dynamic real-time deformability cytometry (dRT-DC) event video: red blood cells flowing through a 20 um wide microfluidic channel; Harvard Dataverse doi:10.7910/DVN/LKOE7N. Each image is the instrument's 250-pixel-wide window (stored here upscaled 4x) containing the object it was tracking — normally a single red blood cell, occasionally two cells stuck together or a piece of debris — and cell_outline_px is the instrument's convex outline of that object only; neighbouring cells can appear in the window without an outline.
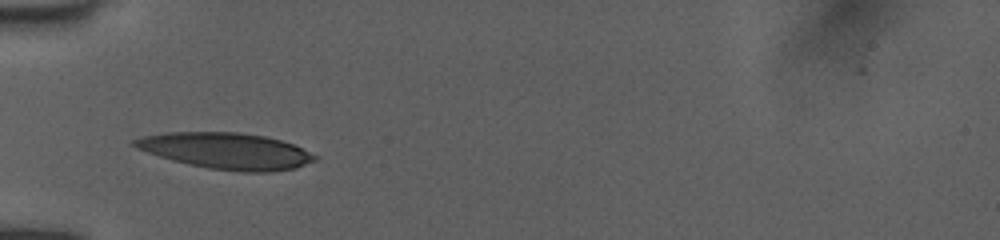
{"species": "human", "species_latin": "Homo sapiens", "temperature_condition": "room temperature", "stored_images_in_passage": 35, "camera_frame_rate_fps": 3000, "um_per_image_px": 0.085, "donor": {"sex": "female"}, "frame": {"image": 1, "passage_image": 1, "time_ms": 0.0, "image_size_px": [1000, 240], "cell_outline_px": [[320, 156], [316, 160], [296, 168], [272, 172], [240, 172], [208, 168], [188, 164], [172, 160], [136, 148], [132, 144], [132, 140], [144, 136], [168, 132], [236, 132], [264, 136], [280, 140], [292, 144]], "centroid_in_image_um": [19.26, 12.83], "position_along_channel_um": 65.7, "area_um2": 38.03}}
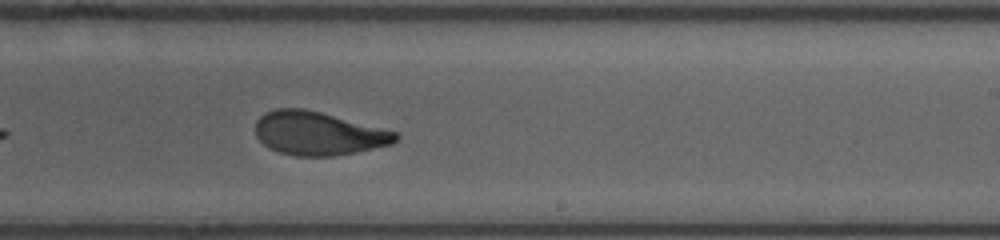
{"frame": {"image": 2, "passage_image": 16, "time_ms": 5.0, "image_size_px": [1000, 240], "cell_outline_px": [[400, 136], [392, 144], [356, 152], [332, 156], [296, 156], [280, 152], [268, 148], [256, 136], [256, 120], [264, 112], [276, 108], [304, 108], [400, 132]], "centroid_in_image_um": [27.06, 11.33], "position_along_channel_um": 261.9, "area_um2": 35.66}}
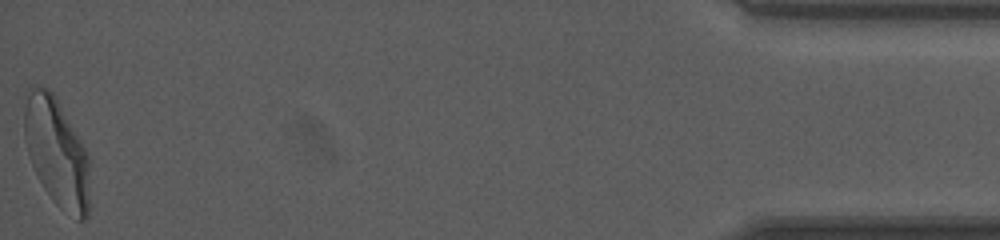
{"frame": {"image": 3, "passage_image": 35, "time_ms": 11.333, "image_size_px": [1000, 240], "cell_outline_px": [[88, 216], [84, 220], [80, 220], [60, 208], [52, 200], [44, 188], [32, 164], [24, 140], [24, 108], [28, 88], [48, 88], [56, 96], [88, 152]], "centroid_in_image_um": [4.81, 12.93], "position_along_channel_um": 430.4, "area_um2": 41.1}, "authors_computed_cell_mechanics": {"area_um2": 36.8764, "velocity_mm_per_s": 3.9949, "shape_relaxation_time_tau1_ms": 4.7234, "shape_relaxation_time_tau2_ms": 1.402, "deformation_change_tau1": 0.1896, "deformation_change_tau2": 0.085}}